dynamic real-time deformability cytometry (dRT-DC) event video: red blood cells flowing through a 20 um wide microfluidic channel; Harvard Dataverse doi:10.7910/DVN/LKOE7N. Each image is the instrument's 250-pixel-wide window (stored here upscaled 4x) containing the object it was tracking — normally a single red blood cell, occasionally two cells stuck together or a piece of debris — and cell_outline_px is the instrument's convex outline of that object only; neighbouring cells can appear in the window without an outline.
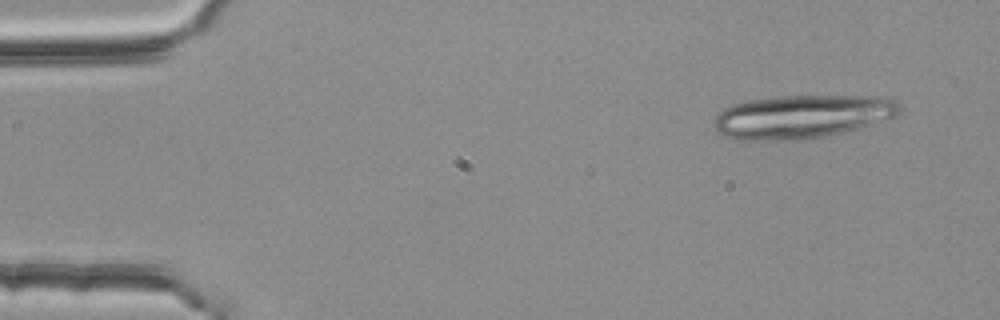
{"species": "common noctule bat (a hibernating species)", "species_latin": "Nyctalus noctula", "temperature_condition": "room temperature", "stored_images_in_passage": 3, "camera_frame_rate_fps": 3000, "um_per_image_px": 0.085, "animal": {"sex": "female", "body_mass_g": 25.1}, "frame": {"image": 1, "passage_image": 1, "time_ms": 0.0, "image_size_px": [1000, 320], "cell_outline_px": [[900, 108], [896, 116], [872, 124], [824, 136], [800, 140], [740, 140], [724, 136], [712, 124], [716, 116], [724, 108], [732, 104], [748, 100], [780, 96], [888, 96], [896, 100], [900, 104]], "centroid_in_image_um": [68.17, 9.9], "position_along_channel_um": 16.8, "area_um2": 46.93}}